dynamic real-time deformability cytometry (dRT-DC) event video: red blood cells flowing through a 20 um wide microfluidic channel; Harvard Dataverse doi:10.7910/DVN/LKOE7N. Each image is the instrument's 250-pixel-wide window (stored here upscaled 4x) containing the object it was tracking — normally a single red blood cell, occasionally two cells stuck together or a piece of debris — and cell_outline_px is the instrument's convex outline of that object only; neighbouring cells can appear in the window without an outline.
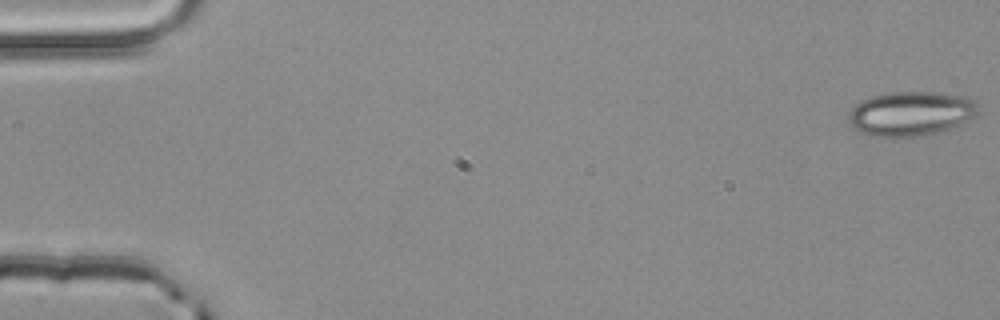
{"species": "common noctule bat (a hibernating species)", "species_latin": "Nyctalus noctula", "temperature_condition": "room temperature", "stored_images_in_passage": 4, "camera_frame_rate_fps": 3000, "um_per_image_px": 0.085, "animal": {"sex": "male", "body_mass_g": 20.4}, "frame": {"image": 1, "passage_image": 1, "time_ms": 0.0, "image_size_px": [1000, 320], "cell_outline_px": [[980, 112], [948, 128], [936, 132], [920, 136], [872, 136], [860, 132], [848, 120], [848, 112], [860, 100], [872, 96], [888, 92], [940, 92], [960, 96], [972, 100], [980, 104]], "centroid_in_image_um": [77.38, 9.63], "position_along_channel_um": 7.6, "area_um2": 33.12}}